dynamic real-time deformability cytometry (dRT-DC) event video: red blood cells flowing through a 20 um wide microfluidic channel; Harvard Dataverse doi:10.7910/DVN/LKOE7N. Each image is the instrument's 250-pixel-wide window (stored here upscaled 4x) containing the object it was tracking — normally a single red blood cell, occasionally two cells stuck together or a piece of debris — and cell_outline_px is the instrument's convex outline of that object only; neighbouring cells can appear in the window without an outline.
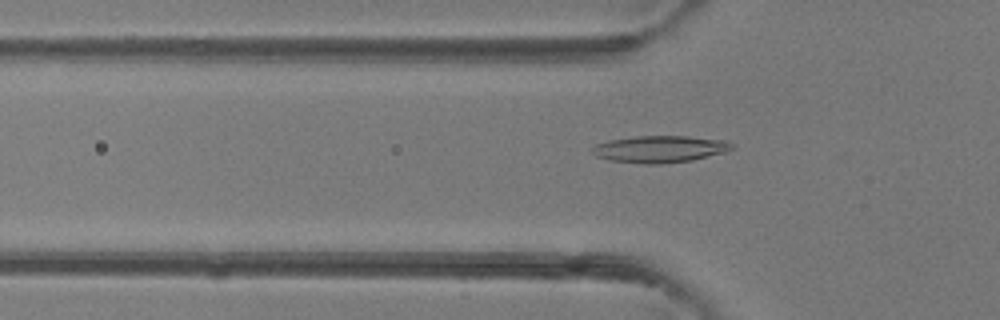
{"species": "common noctule bat (a hibernating species)", "species_latin": "Nyctalus noctula", "temperature_condition": "room temperature", "stored_images_in_passage": 5, "camera_frame_rate_fps": 3000, "um_per_image_px": 0.085, "animal": {"sex": "female"}, "frame": {"image": 1, "passage_image": 5, "time_ms": 4.667, "image_size_px": [1000, 320], "cell_outline_px": [[732, 148], [728, 152], [692, 160], [660, 164], [644, 164], [612, 160], [596, 156], [592, 152], [592, 148], [596, 144], [608, 140], [636, 136], [688, 136], [728, 140], [732, 144]], "centroid_in_image_um": [56.13, 12.66], "position_along_channel_um": 69.7, "area_um2": 21.96}}